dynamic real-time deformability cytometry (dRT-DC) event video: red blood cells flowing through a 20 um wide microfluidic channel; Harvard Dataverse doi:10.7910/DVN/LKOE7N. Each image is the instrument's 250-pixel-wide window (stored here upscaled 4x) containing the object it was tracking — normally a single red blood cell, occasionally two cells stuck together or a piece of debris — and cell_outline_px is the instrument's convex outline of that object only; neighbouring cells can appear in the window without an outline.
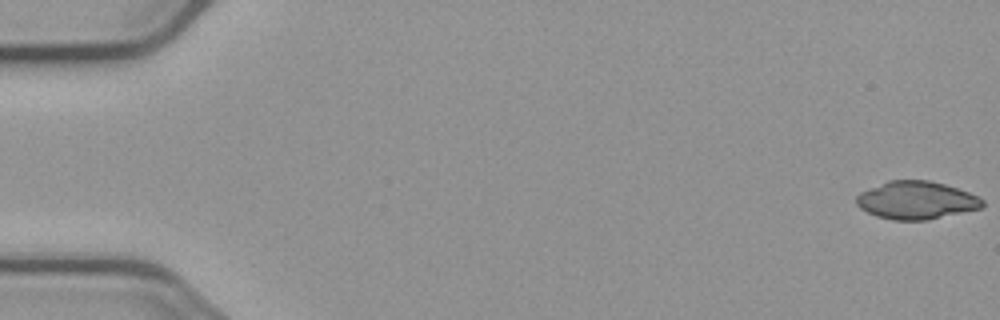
{"species": "common noctule bat (a hibernating species)", "species_latin": "Nyctalus noctula", "temperature_condition": "cold", "stored_images_in_passage": 8, "camera_frame_rate_fps": 3000, "um_per_image_px": 0.085, "animal": {"sex": "male", "body_mass_g": 23.1, "forearm_length_mm": 52.7}, "frame": {"image": 1, "passage_image": 1, "time_ms": 0.0, "image_size_px": [1000, 320], "cell_outline_px": [[984, 204], [980, 208], [924, 220], [892, 220], [876, 216], [860, 208], [856, 204], [856, 196], [860, 192], [888, 180], [928, 180], [944, 184], [980, 196], [984, 200]], "centroid_in_image_um": [77.86, 17.01], "position_along_channel_um": 7.1, "area_um2": 27.63}}
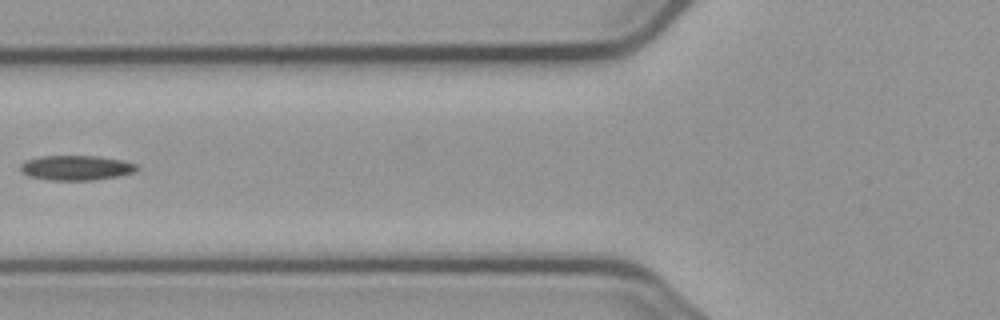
{"frame": {"image": 2, "passage_image": 7, "time_ms": 7.333, "image_size_px": [1000, 320], "cell_outline_px": [[140, 168], [136, 172], [116, 176], [92, 180], [52, 180], [28, 176], [20, 172], [20, 164], [28, 160], [40, 156], [100, 156], [124, 160], [136, 164]], "centroid_in_image_um": [6.5, 14.26], "position_along_channel_um": 119.3, "area_um2": 16.94}}
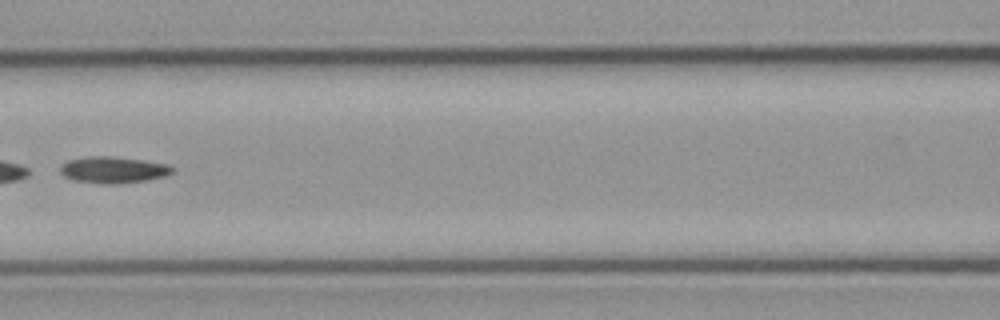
{"frame": {"image": 3, "passage_image": 8, "time_ms": 8.333, "image_size_px": [1000, 320], "cell_outline_px": [[176, 168], [172, 172], [164, 176], [148, 180], [116, 184], [100, 184], [72, 180], [64, 176], [60, 172], [60, 168], [68, 160], [88, 156], [112, 156], [168, 164]], "centroid_in_image_um": [9.62, 14.44], "position_along_channel_um": 157.0, "area_um2": 17.34}}